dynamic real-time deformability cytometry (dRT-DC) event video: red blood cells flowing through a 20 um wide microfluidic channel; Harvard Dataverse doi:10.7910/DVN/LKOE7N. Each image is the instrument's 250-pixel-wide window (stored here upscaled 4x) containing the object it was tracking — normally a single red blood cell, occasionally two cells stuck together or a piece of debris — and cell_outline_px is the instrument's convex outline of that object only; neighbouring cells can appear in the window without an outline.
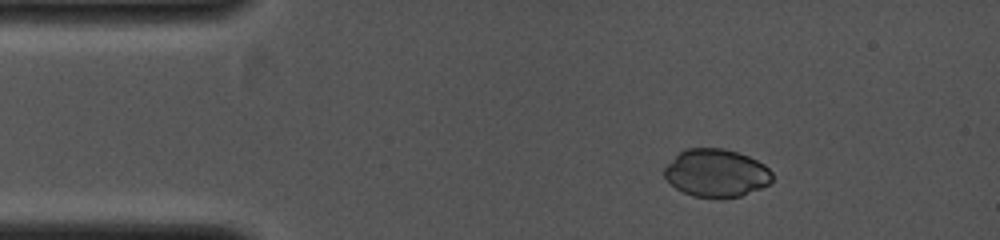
{"species": "common noctule bat (a hibernating species)", "species_latin": "Nyctalus noctula", "temperature_condition": "cold", "stored_images_in_passage": 30, "camera_frame_rate_fps": 4000, "um_per_image_px": 0.085, "animal": {"sex": "female", "body_mass_g": 19.0, "forearm_length_mm": 53.3}, "frame": {"image": 1, "passage_image": 1, "time_ms": 0.0, "image_size_px": [1000, 240], "cell_outline_px": [[772, 180], [768, 184], [760, 188], [740, 196], [720, 200], [692, 196], [676, 188], [664, 176], [664, 168], [684, 148], [724, 148], [748, 156], [764, 164], [772, 172]], "centroid_in_image_um": [60.89, 14.73], "position_along_channel_um": 24.1, "area_um2": 30.23}}
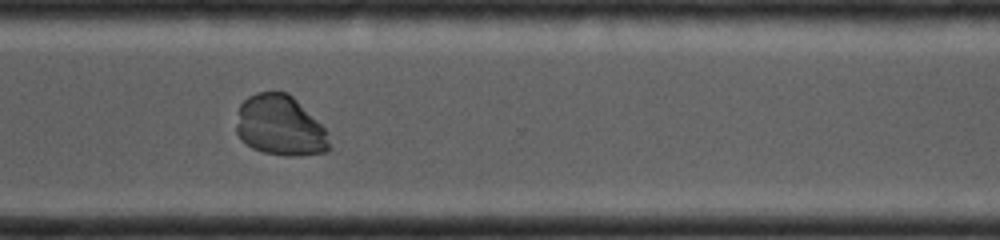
{"frame": {"image": 2, "passage_image": 26, "time_ms": 6.25, "image_size_px": [1000, 240], "cell_outline_px": [[332, 148], [328, 152], [292, 156], [284, 156], [264, 152], [252, 148], [240, 140], [236, 132], [236, 124], [240, 104], [248, 96], [256, 92], [288, 92], [324, 128]], "centroid_in_image_um": [23.78, 10.7], "position_along_channel_um": 346.8, "area_um2": 32.71}}